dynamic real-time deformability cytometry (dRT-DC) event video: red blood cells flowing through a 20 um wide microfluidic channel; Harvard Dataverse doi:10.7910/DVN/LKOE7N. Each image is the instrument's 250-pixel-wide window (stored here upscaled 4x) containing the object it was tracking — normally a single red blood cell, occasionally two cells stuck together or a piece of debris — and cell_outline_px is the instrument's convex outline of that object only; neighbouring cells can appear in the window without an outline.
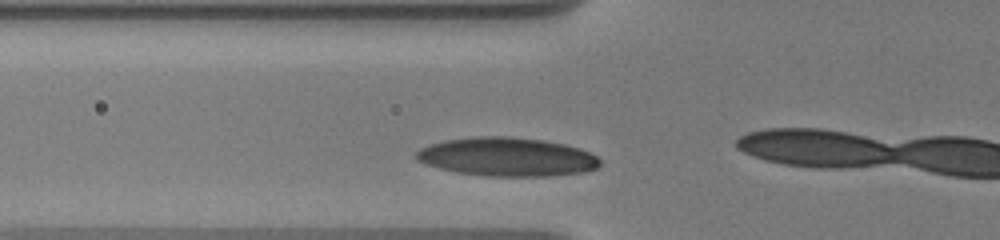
{"species": "human", "species_latin": "Homo sapiens", "temperature_condition": "warm", "stored_images_in_passage": 12, "camera_frame_rate_fps": 3000, "um_per_image_px": 0.085, "donor": {"sex": "male"}, "frame": {"image": 1, "passage_image": 6, "time_ms": 4.333, "image_size_px": [1000, 240], "cell_outline_px": [[600, 164], [596, 168], [584, 172], [556, 176], [484, 176], [456, 172], [424, 164], [416, 160], [416, 152], [420, 148], [428, 144], [444, 140], [476, 136], [508, 136], [544, 140], [564, 144], [580, 148], [596, 156], [600, 160]], "centroid_in_image_um": [43.08, 13.33], "position_along_channel_um": 82.7, "area_um2": 41.73}}
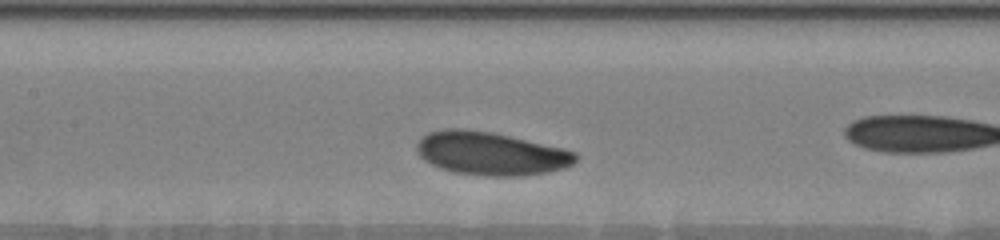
{"frame": {"image": 2, "passage_image": 10, "time_ms": 6.667, "image_size_px": [1000, 240], "cell_outline_px": [[580, 156], [572, 164], [564, 168], [548, 172], [524, 176], [484, 176], [452, 172], [440, 168], [424, 160], [416, 152], [416, 144], [428, 132], [444, 128], [460, 128], [492, 132], [564, 148], [576, 152]], "centroid_in_image_um": [41.73, 13.05], "position_along_channel_um": 165.7, "area_um2": 40.34}}